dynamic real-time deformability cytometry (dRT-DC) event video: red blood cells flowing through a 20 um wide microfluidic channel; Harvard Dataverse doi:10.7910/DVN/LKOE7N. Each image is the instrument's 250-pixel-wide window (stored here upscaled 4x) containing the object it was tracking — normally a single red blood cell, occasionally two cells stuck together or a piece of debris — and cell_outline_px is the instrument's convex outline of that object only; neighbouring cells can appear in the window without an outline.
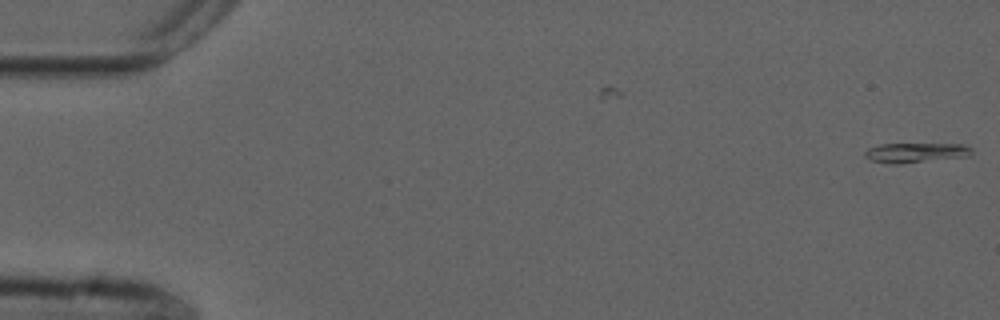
{"species": "common noctule bat (a hibernating species)", "species_latin": "Nyctalus noctula", "temperature_condition": "cold", "stored_images_in_passage": 5, "camera_frame_rate_fps": 3000, "um_per_image_px": 0.085, "animal": {"sex": "male", "forearm_length_mm": 52.5}, "frame": {"image": 1, "passage_image": 5, "time_ms": 1.333, "image_size_px": [1000, 320], "cell_outline_px": [[972, 152], [968, 156], [896, 164], [892, 164], [872, 160], [864, 156], [864, 152], [868, 148], [880, 144], [964, 144], [972, 148]], "centroid_in_image_um": [77.83, 12.96], "position_along_channel_um": 7.2, "area_um2": 12.14}}